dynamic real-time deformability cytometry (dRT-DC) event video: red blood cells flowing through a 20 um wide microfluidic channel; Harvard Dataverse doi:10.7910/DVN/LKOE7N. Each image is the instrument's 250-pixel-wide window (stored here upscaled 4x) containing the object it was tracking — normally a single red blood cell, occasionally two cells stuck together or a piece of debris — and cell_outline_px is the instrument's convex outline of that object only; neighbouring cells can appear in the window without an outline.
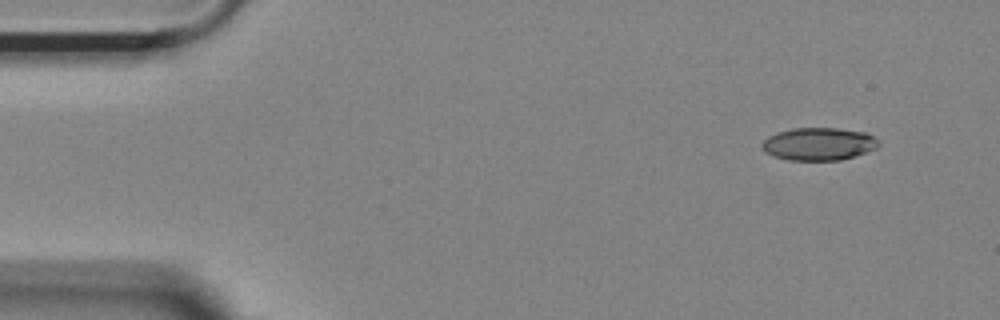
{"species": "Egyptian fruit bat (a non-hibernating species)", "species_latin": "Rousettus aegyptiacus", "temperature_condition": "room temperature", "stored_images_in_passage": 50, "camera_frame_rate_fps": 3000, "um_per_image_px": 0.085, "animal": {"sex": "female"}, "frame": {"image": 1, "passage_image": 1, "time_ms": 0.0, "image_size_px": [1000, 320], "cell_outline_px": [[880, 144], [876, 148], [840, 160], [788, 160], [772, 156], [764, 152], [760, 148], [760, 144], [768, 136], [776, 132], [792, 128], [836, 128], [864, 132], [880, 140]], "centroid_in_image_um": [69.53, 12.23], "position_along_channel_um": 15.5, "area_um2": 22.31}}
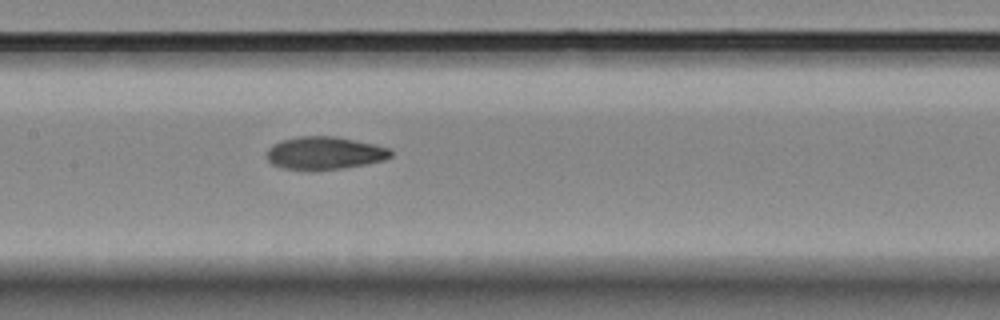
{"frame": {"image": 2, "passage_image": 22, "time_ms": 7.0, "image_size_px": [1000, 320], "cell_outline_px": [[392, 156], [384, 160], [364, 164], [340, 168], [284, 168], [272, 164], [268, 160], [268, 148], [272, 144], [280, 140], [296, 136], [336, 136], [376, 144], [388, 148], [392, 152]], "centroid_in_image_um": [27.6, 12.96], "position_along_channel_um": 179.8, "area_um2": 23.24}}
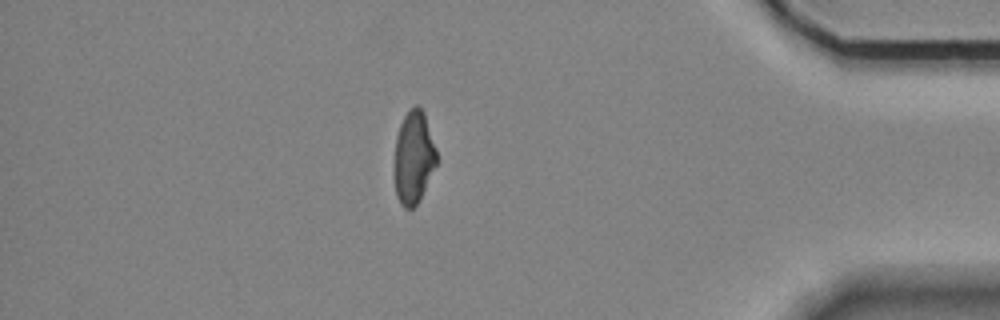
{"frame": {"image": 3, "passage_image": 43, "time_ms": 14.0, "image_size_px": [1000, 320], "cell_outline_px": [[440, 160], [416, 204], [412, 208], [404, 208], [400, 204], [396, 196], [396, 136], [400, 124], [404, 116], [416, 104], [424, 112]], "centroid_in_image_um": [35.2, 13.37], "position_along_channel_um": 400.0, "area_um2": 22.54}, "authors_computed_cell_mechanics": {"area_um2": 23.5824, "velocity_mm_per_s": 3.6919, "shape_relaxation_time_tau1_ms": 6.0208, "shape_relaxation_time_tau2_ms": 2.2475, "deformation_change_tau1": 0.1778, "deformation_change_tau2": 0.084}}